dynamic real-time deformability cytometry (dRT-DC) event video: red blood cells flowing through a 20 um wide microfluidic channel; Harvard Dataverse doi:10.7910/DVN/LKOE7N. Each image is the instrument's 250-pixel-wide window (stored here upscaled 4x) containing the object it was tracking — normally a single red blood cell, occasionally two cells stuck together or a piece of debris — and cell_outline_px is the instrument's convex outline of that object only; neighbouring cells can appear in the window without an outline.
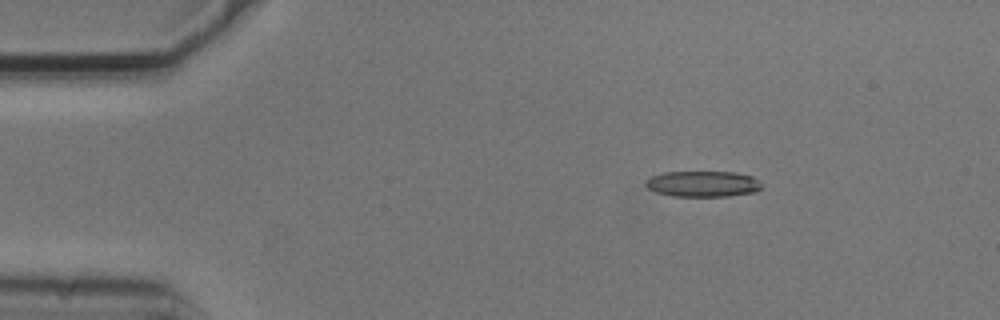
{"species": "common noctule bat (a hibernating species)", "species_latin": "Nyctalus noctula", "temperature_condition": "cold", "stored_images_in_passage": 3, "camera_frame_rate_fps": 3000, "um_per_image_px": 0.085, "animal": {"sex": "male", "body_mass_g": 20.5, "forearm_length_mm": 52.5}, "frame": {"image": 1, "passage_image": 1, "time_ms": 0.0, "image_size_px": [1000, 320], "cell_outline_px": [[760, 188], [756, 192], [728, 196], [672, 196], [656, 192], [648, 188], [644, 184], [644, 180], [652, 176], [664, 172], [736, 172], [752, 176], [760, 180]], "centroid_in_image_um": [59.73, 15.63], "position_along_channel_um": 25.3, "area_um2": 17.57}}